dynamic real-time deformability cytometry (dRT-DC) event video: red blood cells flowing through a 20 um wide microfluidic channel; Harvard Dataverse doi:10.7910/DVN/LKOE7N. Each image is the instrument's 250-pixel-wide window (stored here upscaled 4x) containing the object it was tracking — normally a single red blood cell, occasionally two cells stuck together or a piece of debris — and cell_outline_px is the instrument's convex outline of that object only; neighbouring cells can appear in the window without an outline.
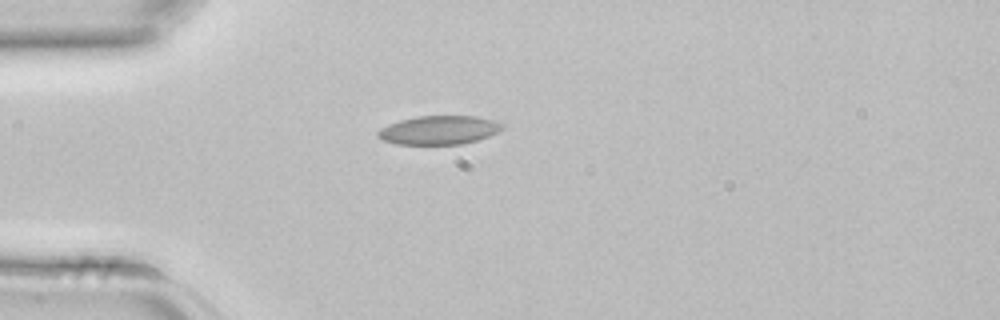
{"species": "common noctule bat (a hibernating species)", "species_latin": "Nyctalus noctula", "temperature_condition": "room temperature", "stored_images_in_passage": 1, "camera_frame_rate_fps": 3000, "um_per_image_px": 0.085, "animal": {"sex": "female", "body_mass_g": 22.7, "forearm_length_mm": 54.2}, "frame": {"image": 1, "passage_image": 1, "time_ms": 0.0, "image_size_px": [1000, 320], "cell_outline_px": [[504, 128], [500, 132], [476, 140], [460, 144], [396, 144], [384, 140], [376, 136], [376, 132], [380, 128], [388, 124], [400, 120], [416, 116], [476, 116], [492, 120], [504, 124]], "centroid_in_image_um": [37.31, 11.05], "position_along_channel_um": 47.7, "area_um2": 20.87}}